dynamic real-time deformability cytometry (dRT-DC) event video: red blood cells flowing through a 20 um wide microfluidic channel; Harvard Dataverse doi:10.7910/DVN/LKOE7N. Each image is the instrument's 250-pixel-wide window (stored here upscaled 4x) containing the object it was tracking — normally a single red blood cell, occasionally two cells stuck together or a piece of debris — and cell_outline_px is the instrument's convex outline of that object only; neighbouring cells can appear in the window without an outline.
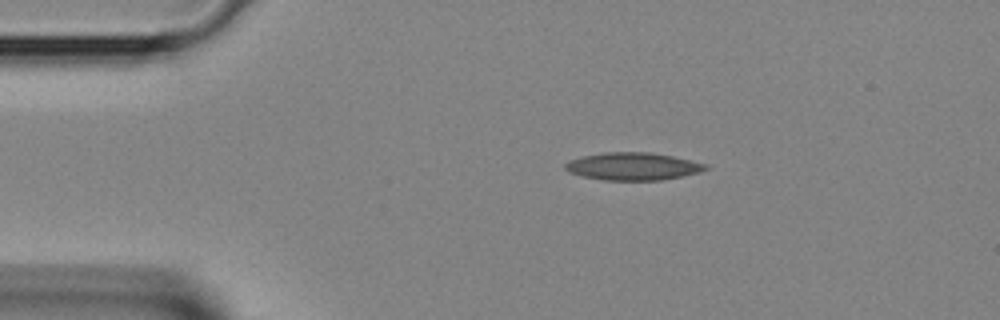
{"species": "Egyptian fruit bat (a non-hibernating species)", "species_latin": "Rousettus aegyptiacus", "temperature_condition": "room temperature", "stored_images_in_passage": 33, "camera_frame_rate_fps": 3000, "um_per_image_px": 0.085, "animal": {"sex": "female"}, "frame": {"image": 1, "passage_image": 1, "time_ms": 0.0, "image_size_px": [1000, 320], "cell_outline_px": [[708, 168], [700, 172], [660, 180], [604, 180], [584, 176], [568, 172], [564, 168], [564, 164], [568, 160], [580, 156], [604, 152], [648, 152], [672, 156], [708, 164]], "centroid_in_image_um": [53.75, 14.13], "position_along_channel_um": 31.2, "area_um2": 22.54}}
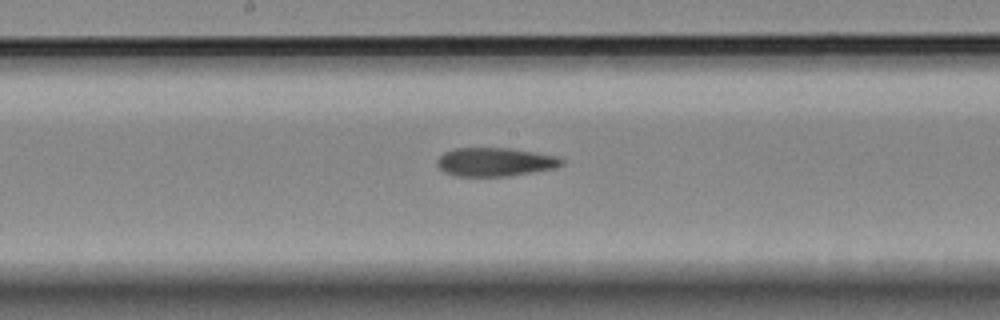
{"frame": {"image": 2, "passage_image": 14, "time_ms": 4.333, "image_size_px": [1000, 320], "cell_outline_px": [[564, 164], [552, 168], [532, 172], [508, 176], [456, 176], [444, 172], [436, 164], [436, 160], [444, 152], [452, 148], [508, 148], [560, 156], [564, 160]], "centroid_in_image_um": [42.06, 13.76], "position_along_channel_um": 206.1, "area_um2": 20.81}}
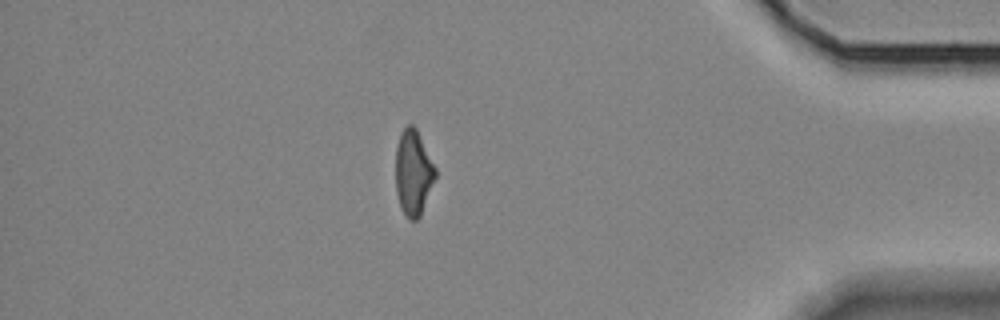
{"frame": {"image": 3, "passage_image": 28, "time_ms": 9.0, "image_size_px": [1000, 320], "cell_outline_px": [[436, 176], [420, 216], [416, 220], [408, 220], [400, 208], [396, 192], [396, 148], [400, 132], [408, 124], [412, 124], [416, 128], [436, 168]], "centroid_in_image_um": [35.11, 14.68], "position_along_channel_um": 400.1, "area_um2": 19.77}}